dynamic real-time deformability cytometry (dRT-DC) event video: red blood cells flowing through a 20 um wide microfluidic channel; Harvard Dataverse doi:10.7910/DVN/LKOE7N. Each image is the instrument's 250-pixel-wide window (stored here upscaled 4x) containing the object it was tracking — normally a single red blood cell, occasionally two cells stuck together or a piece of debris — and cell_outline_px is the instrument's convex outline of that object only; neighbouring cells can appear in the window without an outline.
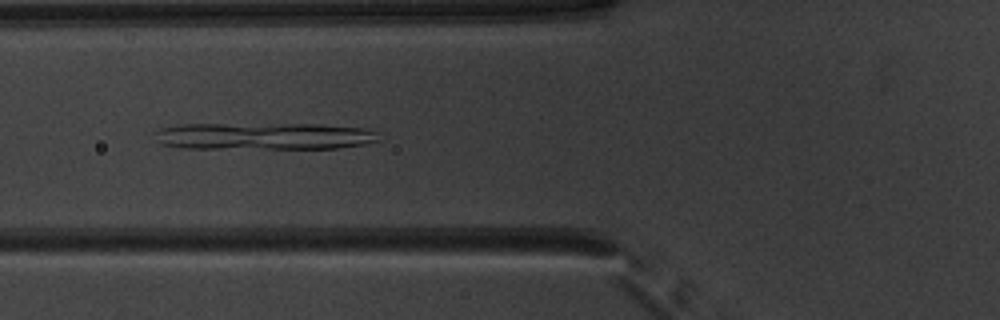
{"species": "common noctule bat (a hibernating species)", "species_latin": "Nyctalus noctula", "temperature_condition": "warm", "stored_images_in_passage": 51, "camera_frame_rate_fps": 3000, "um_per_image_px": 0.085, "animal": {"sex": "male", "body_mass_g": 20.1, "forearm_length_mm": 53.5}, "frame": {"image": 1, "passage_image": 20, "time_ms": 6.333, "image_size_px": [1000, 320], "cell_outline_px": [[380, 140], [364, 144], [336, 148], [180, 148], [160, 144], [152, 132], [160, 128], [180, 124], [320, 124], [364, 128], [376, 132]], "centroid_in_image_um": [22.38, 11.57], "position_along_channel_um": 103.4, "area_um2": 35.43}}